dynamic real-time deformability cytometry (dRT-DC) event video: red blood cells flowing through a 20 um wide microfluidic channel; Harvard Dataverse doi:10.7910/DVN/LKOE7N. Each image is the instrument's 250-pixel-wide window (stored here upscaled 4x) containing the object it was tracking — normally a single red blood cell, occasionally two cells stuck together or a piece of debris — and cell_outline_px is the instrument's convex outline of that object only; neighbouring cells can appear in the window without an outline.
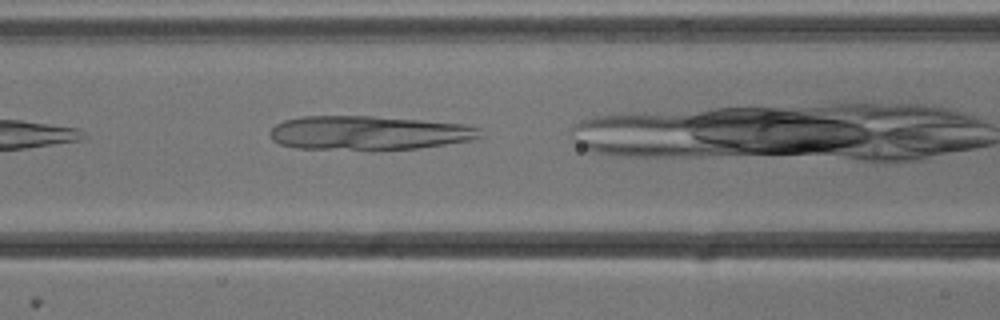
{"species": "common noctule bat (a hibernating species)", "species_latin": "Nyctalus noctula", "temperature_condition": "cold", "stored_images_in_passage": 9, "camera_frame_rate_fps": 3000, "um_per_image_px": 0.085, "animal": {"sex": "male", "body_mass_g": 13.3}, "frame": {"image": 1, "passage_image": 4, "time_ms": 1.0, "image_size_px": [1000, 320], "cell_outline_px": [[484, 136], [472, 140], [416, 148], [372, 152], [296, 148], [280, 144], [272, 140], [268, 132], [276, 124], [284, 120], [300, 116], [372, 116], [420, 120], [460, 124], [480, 128]], "centroid_in_image_um": [31.28, 11.33], "position_along_channel_um": 135.3, "area_um2": 42.66}}